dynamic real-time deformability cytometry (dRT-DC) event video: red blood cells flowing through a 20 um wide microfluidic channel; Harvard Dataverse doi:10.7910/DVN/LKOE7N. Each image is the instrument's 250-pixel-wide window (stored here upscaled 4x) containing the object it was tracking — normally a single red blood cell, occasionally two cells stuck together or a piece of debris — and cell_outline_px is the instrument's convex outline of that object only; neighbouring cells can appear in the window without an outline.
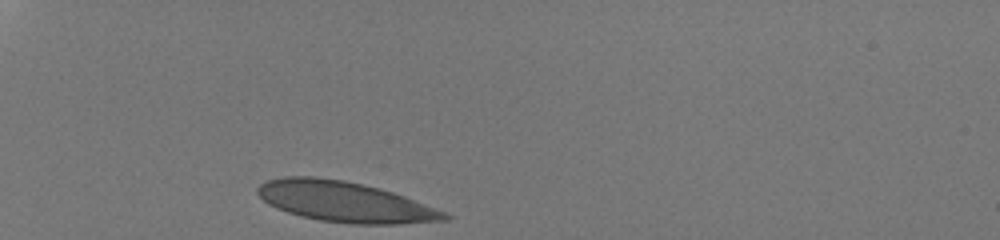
{"species": "human", "species_latin": "Homo sapiens", "temperature_condition": "room temperature", "stored_images_in_passage": 28, "camera_frame_rate_fps": 3000, "um_per_image_px": 0.085, "donor": {"sex": "male"}, "frame": {"image": 1, "passage_image": 1, "time_ms": 0.0, "image_size_px": [1000, 240], "cell_outline_px": [[452, 216], [448, 220], [396, 224], [352, 224], [320, 220], [300, 216], [276, 208], [268, 204], [256, 192], [256, 188], [260, 184], [268, 180], [284, 176], [312, 176], [344, 180], [380, 188], [404, 196], [444, 212]], "centroid_in_image_um": [29.27, 17.15], "position_along_channel_um": 55.7, "area_um2": 43.87}}
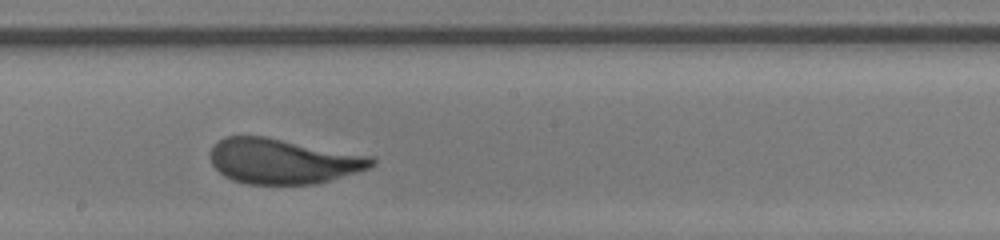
{"frame": {"image": 2, "passage_image": 16, "time_ms": 5.0, "image_size_px": [1000, 240], "cell_outline_px": [[376, 164], [368, 168], [356, 172], [316, 184], [248, 184], [232, 180], [224, 176], [212, 164], [212, 148], [224, 136], [264, 136], [372, 156], [376, 160]], "centroid_in_image_um": [24.07, 13.7], "position_along_channel_um": 224.1, "area_um2": 42.14}}
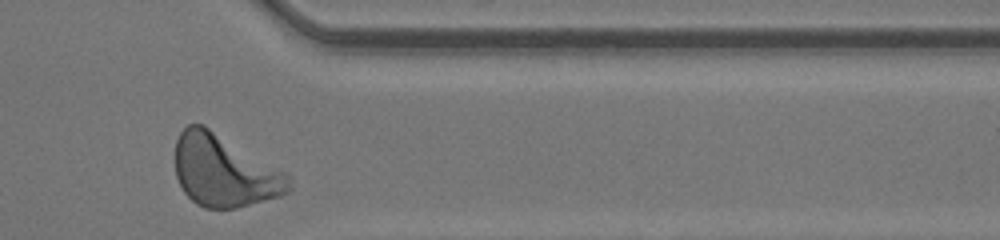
{"frame": {"image": 3, "passage_image": 28, "time_ms": 9.0, "image_size_px": [1000, 240], "cell_outline_px": [[292, 188], [288, 192], [280, 196], [236, 208], [204, 208], [196, 204], [184, 192], [176, 176], [176, 140], [180, 132], [188, 124], [204, 124], [288, 172]], "centroid_in_image_um": [19.1, 14.51], "position_along_channel_um": 392.3, "area_um2": 48.03}, "authors_computed_cell_mechanics": {"area_um2": 43.0032, "velocity_mm_per_s": 4.2571, "shape_relaxation_time_tau1_ms": 2.2381, "shape_relaxation_time_tau2_ms": null, "deformation_change_tau1": 0.1562, "deformation_change_tau2": null}}